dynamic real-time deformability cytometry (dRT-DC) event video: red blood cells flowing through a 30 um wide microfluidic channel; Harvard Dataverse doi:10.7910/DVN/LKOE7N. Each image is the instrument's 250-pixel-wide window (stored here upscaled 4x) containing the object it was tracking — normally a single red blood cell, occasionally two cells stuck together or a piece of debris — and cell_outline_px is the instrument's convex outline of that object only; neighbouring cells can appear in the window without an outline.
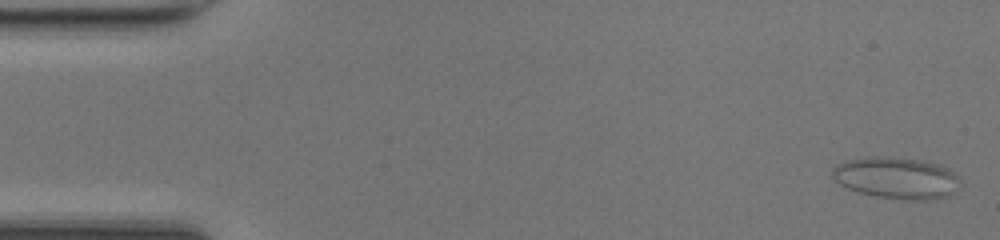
{"species": "common noctule bat (a hibernating species)", "species_latin": "Nyctalus noctula", "temperature_condition": "room temperature", "stored_images_in_passage": 49, "camera_frame_rate_fps": 3000, "um_per_image_px": 0.085, "animal": {"sex": "female", "body_mass_g": 17.0, "forearm_length_mm": 48.0}, "frame": {"image": 1, "passage_image": 1, "time_ms": 0.0, "image_size_px": [1000, 240], "cell_outline_px": [[960, 188], [952, 196], [932, 200], [908, 200], [876, 196], [860, 192], [848, 188], [840, 184], [832, 176], [832, 168], [836, 164], [844, 160], [872, 156], [884, 156], [924, 160], [940, 164], [956, 172], [960, 180]], "centroid_in_image_um": [76.27, 15.12], "position_along_channel_um": 8.7, "area_um2": 31.67}}
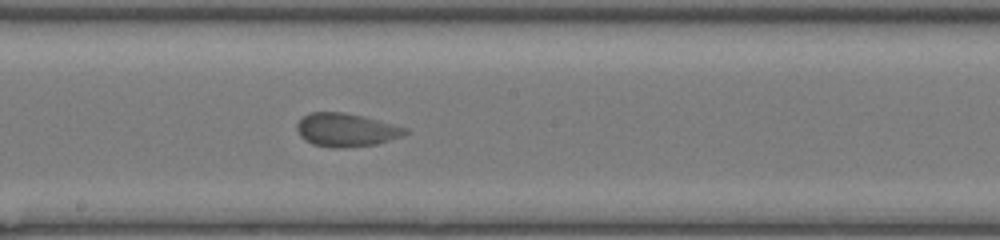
{"frame": {"image": 2, "passage_image": 26, "time_ms": 8.333, "image_size_px": [1000, 240], "cell_outline_px": [[408, 132], [404, 136], [376, 144], [344, 148], [332, 148], [312, 144], [304, 140], [300, 136], [296, 128], [296, 124], [304, 116], [312, 112], [344, 112], [364, 116], [408, 128]], "centroid_in_image_um": [29.43, 11.05], "position_along_channel_um": 218.8, "area_um2": 21.21}}
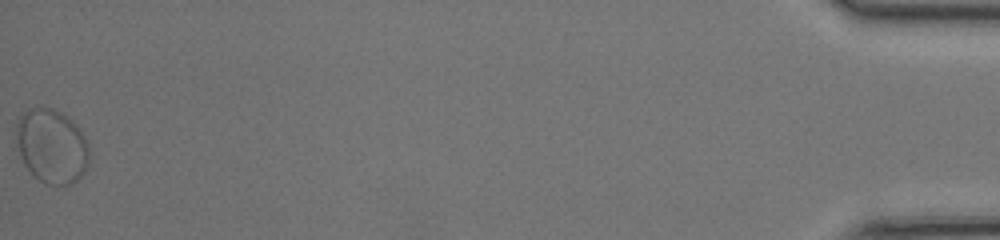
{"frame": {"image": 3, "passage_image": 49, "time_ms": 16.0, "image_size_px": [1000, 240], "cell_outline_px": [[88, 164], [84, 172], [72, 184], [44, 184], [32, 176], [24, 164], [12, 132], [16, 120], [28, 108], [52, 108], [68, 116], [80, 128], [88, 144]], "centroid_in_image_um": [4.35, 12.4], "position_along_channel_um": 430.9, "area_um2": 32.14}}